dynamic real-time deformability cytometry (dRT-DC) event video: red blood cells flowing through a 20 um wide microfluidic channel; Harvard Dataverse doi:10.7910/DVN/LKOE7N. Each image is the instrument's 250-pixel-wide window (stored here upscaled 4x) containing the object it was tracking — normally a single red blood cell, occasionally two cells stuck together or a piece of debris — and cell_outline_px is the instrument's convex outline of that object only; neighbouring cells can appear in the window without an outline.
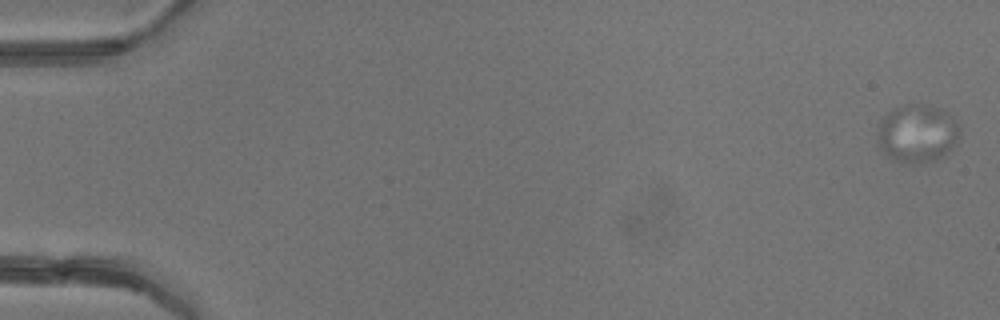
{"species": "common noctule bat (a hibernating species)", "species_latin": "Nyctalus noctula", "temperature_condition": "warm", "stored_images_in_passage": 5, "camera_frame_rate_fps": 3000, "um_per_image_px": 0.085, "animal": {"sex": "female"}, "frame": {"image": 1, "passage_image": 1, "time_ms": 0.0, "image_size_px": [1000, 320], "cell_outline_px": [[960, 136], [956, 144], [952, 148], [940, 156], [932, 160], [920, 164], [900, 164], [888, 156], [880, 148], [876, 140], [876, 132], [880, 120], [892, 108], [904, 104], [920, 104], [940, 108], [948, 112], [960, 124]], "centroid_in_image_um": [77.94, 11.34], "position_along_channel_um": 7.1, "area_um2": 28.5}}